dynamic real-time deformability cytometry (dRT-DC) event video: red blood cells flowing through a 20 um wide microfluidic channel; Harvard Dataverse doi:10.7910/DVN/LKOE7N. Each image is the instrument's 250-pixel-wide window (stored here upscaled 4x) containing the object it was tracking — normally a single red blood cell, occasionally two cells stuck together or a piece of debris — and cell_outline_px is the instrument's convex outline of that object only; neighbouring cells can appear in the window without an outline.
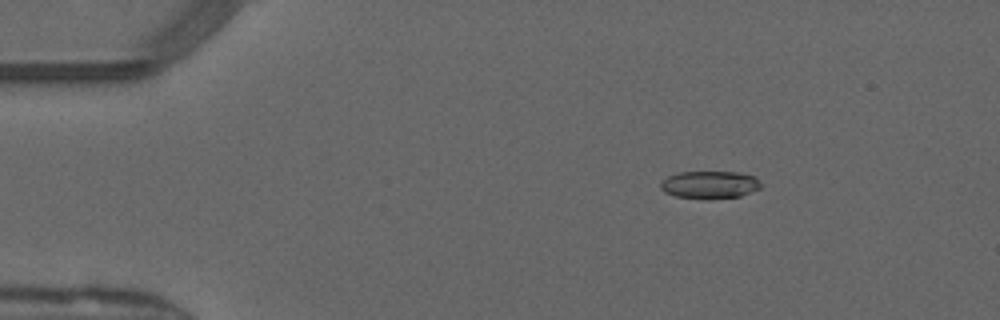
{"species": "common noctule bat (a hibernating species)", "species_latin": "Nyctalus noctula", "temperature_condition": "warm", "stored_images_in_passage": 50, "camera_frame_rate_fps": 3000, "um_per_image_px": 0.085, "animal": {"sex": "male", "forearm_length_mm": 52.5}, "frame": {"image": 1, "passage_image": 8, "time_ms": 2.333, "image_size_px": [1000, 320], "cell_outline_px": [[760, 188], [740, 196], [708, 200], [676, 196], [664, 192], [660, 188], [660, 184], [668, 176], [680, 172], [740, 172], [752, 176], [760, 184]], "centroid_in_image_um": [60.29, 15.72], "position_along_channel_um": 24.7, "area_um2": 16.07}}
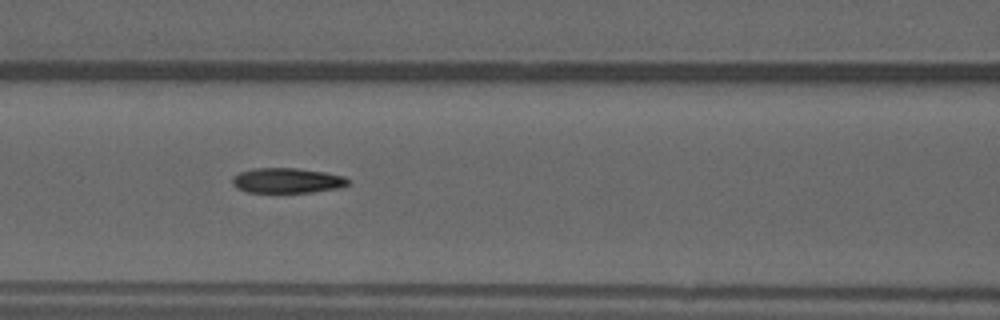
{"frame": {"image": 2, "passage_image": 22, "time_ms": 7.0, "image_size_px": [1000, 320], "cell_outline_px": [[348, 184], [340, 188], [312, 192], [248, 192], [236, 188], [232, 184], [232, 176], [240, 172], [252, 168], [296, 168], [324, 172], [344, 176], [348, 180]], "centroid_in_image_um": [24.37, 15.34], "position_along_channel_um": 142.2, "area_um2": 16.94}}
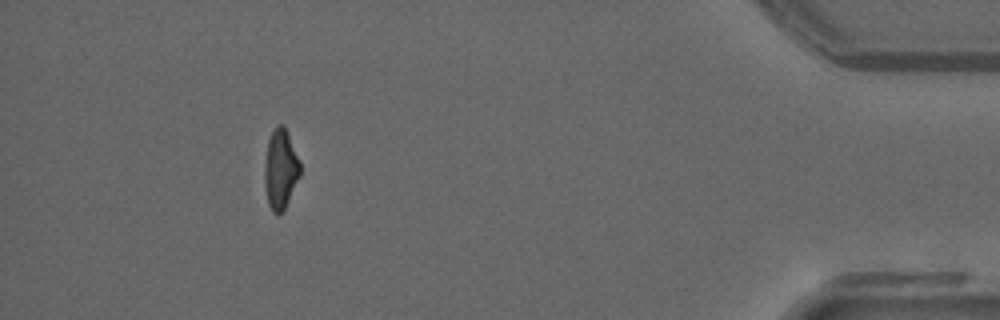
{"frame": {"image": 3, "passage_image": 46, "time_ms": 15.0, "image_size_px": [1000, 320], "cell_outline_px": [[300, 176], [284, 208], [280, 212], [272, 212], [268, 204], [264, 184], [264, 164], [268, 140], [276, 124], [280, 124], [288, 132], [300, 160]], "centroid_in_image_um": [23.84, 14.34], "position_along_channel_um": 411.4, "area_um2": 16.47}, "authors_computed_cell_mechanics": {"area_um2": 16.762, "velocity_mm_per_s": 4.1233, "shape_relaxation_time_tau1_ms": null, "shape_relaxation_time_tau2_ms": 3.5994, "deformation_change_tau1": null, "deformation_change_tau2": 0.1259}}